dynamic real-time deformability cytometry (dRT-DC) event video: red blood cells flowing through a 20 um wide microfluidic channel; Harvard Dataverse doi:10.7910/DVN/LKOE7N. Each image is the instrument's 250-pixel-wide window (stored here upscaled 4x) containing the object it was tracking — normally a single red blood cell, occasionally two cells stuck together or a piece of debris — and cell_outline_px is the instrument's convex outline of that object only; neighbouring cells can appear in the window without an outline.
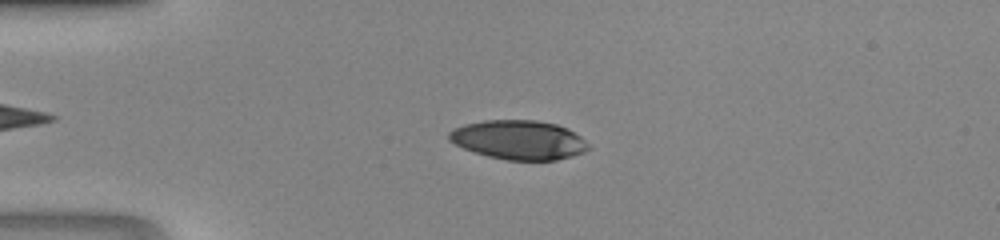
{"species": "human", "species_latin": "Homo sapiens", "temperature_condition": "room temperature", "stored_images_in_passage": 41, "camera_frame_rate_fps": 3000, "um_per_image_px": 0.085, "donor": {"sex": "male"}, "frame": {"image": 1, "passage_image": 7, "time_ms": 2.0, "image_size_px": [1000, 240], "cell_outline_px": [[588, 148], [584, 152], [556, 160], [504, 160], [488, 156], [464, 148], [448, 140], [448, 132], [464, 124], [484, 120], [536, 120], [556, 124], [580, 136], [588, 144]], "centroid_in_image_um": [44.06, 11.89], "position_along_channel_um": 40.9, "area_um2": 31.5}}
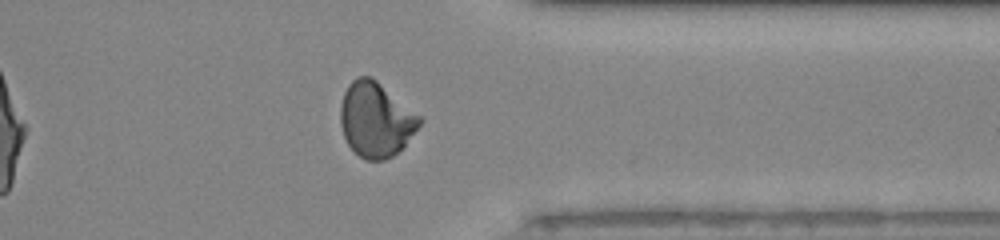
{"frame": {"image": 2, "passage_image": 32, "time_ms": 10.333, "image_size_px": [1000, 240], "cell_outline_px": [[420, 124], [404, 144], [392, 156], [384, 160], [364, 160], [348, 144], [344, 136], [340, 124], [340, 108], [344, 92], [348, 84], [356, 76], [372, 76], [420, 116]], "centroid_in_image_um": [31.9, 10.14], "position_along_channel_um": 379.5, "area_um2": 33.99}}
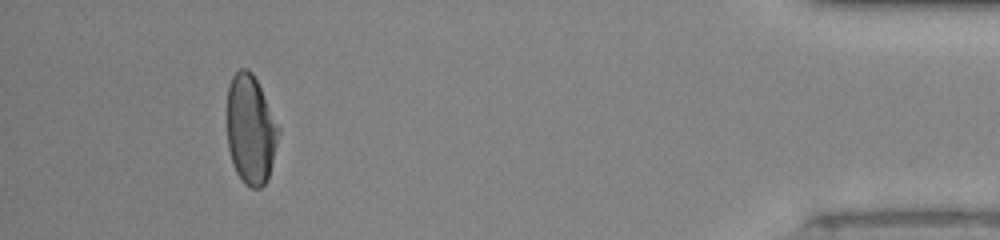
{"frame": {"image": 3, "passage_image": 38, "time_ms": 12.333, "image_size_px": [1000, 240], "cell_outline_px": [[280, 132], [268, 180], [260, 188], [252, 188], [244, 184], [236, 172], [228, 148], [228, 84], [232, 76], [240, 68], [248, 68], [252, 72], [280, 128]], "centroid_in_image_um": [21.31, 11.02], "position_along_channel_um": 413.9, "area_um2": 32.66}}